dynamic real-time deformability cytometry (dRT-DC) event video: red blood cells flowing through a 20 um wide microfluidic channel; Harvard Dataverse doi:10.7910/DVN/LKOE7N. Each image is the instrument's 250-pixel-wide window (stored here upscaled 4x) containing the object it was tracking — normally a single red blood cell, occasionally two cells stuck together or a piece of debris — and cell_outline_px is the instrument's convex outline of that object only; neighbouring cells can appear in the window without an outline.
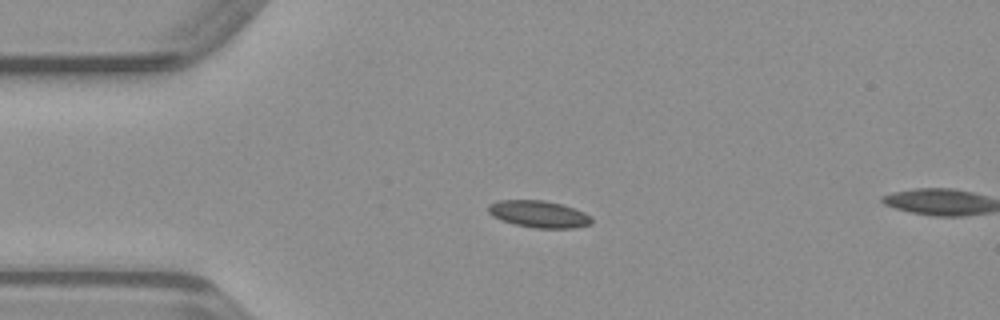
{"species": "common noctule bat (a hibernating species)", "species_latin": "Nyctalus noctula", "temperature_condition": "warm", "stored_images_in_passage": 3, "camera_frame_rate_fps": 3000, "um_per_image_px": 0.085, "animal": {"sex": "male", "body_mass_g": 23.1, "forearm_length_mm": 52.7}, "frame": {"image": 1, "passage_image": 1, "time_ms": 0.0, "image_size_px": [1000, 320], "cell_outline_px": [[592, 224], [576, 228], [536, 228], [516, 224], [500, 220], [492, 216], [488, 212], [488, 204], [496, 200], [544, 200], [560, 204], [584, 212], [592, 216]], "centroid_in_image_um": [45.79, 18.2], "position_along_channel_um": 39.2, "area_um2": 16.3}}